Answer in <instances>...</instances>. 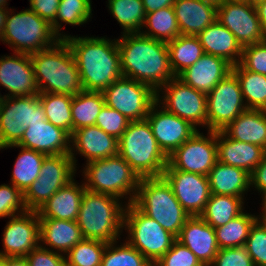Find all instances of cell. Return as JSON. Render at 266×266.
Instances as JSON below:
<instances>
[{
  "instance_id": "6f0895ef",
  "label": "cell",
  "mask_w": 266,
  "mask_h": 266,
  "mask_svg": "<svg viewBox=\"0 0 266 266\" xmlns=\"http://www.w3.org/2000/svg\"><path fill=\"white\" fill-rule=\"evenodd\" d=\"M7 10L8 9H4L0 7V40L2 38V34L5 28V24H6V18L9 12Z\"/></svg>"
},
{
  "instance_id": "7c38bea8",
  "label": "cell",
  "mask_w": 266,
  "mask_h": 266,
  "mask_svg": "<svg viewBox=\"0 0 266 266\" xmlns=\"http://www.w3.org/2000/svg\"><path fill=\"white\" fill-rule=\"evenodd\" d=\"M105 105L130 121H142L156 102V92L147 84L122 76L103 92Z\"/></svg>"
},
{
  "instance_id": "7dc6e473",
  "label": "cell",
  "mask_w": 266,
  "mask_h": 266,
  "mask_svg": "<svg viewBox=\"0 0 266 266\" xmlns=\"http://www.w3.org/2000/svg\"><path fill=\"white\" fill-rule=\"evenodd\" d=\"M131 121L120 112L106 105L100 110L95 126L119 139Z\"/></svg>"
},
{
  "instance_id": "d4e9b609",
  "label": "cell",
  "mask_w": 266,
  "mask_h": 266,
  "mask_svg": "<svg viewBox=\"0 0 266 266\" xmlns=\"http://www.w3.org/2000/svg\"><path fill=\"white\" fill-rule=\"evenodd\" d=\"M71 143L87 158V163L118 155V139L98 126L79 128L71 135Z\"/></svg>"
},
{
  "instance_id": "d6a6232c",
  "label": "cell",
  "mask_w": 266,
  "mask_h": 266,
  "mask_svg": "<svg viewBox=\"0 0 266 266\" xmlns=\"http://www.w3.org/2000/svg\"><path fill=\"white\" fill-rule=\"evenodd\" d=\"M104 105L105 99L102 92L83 90L73 96L71 102L72 134L79 128L94 126Z\"/></svg>"
},
{
  "instance_id": "f1b7e54d",
  "label": "cell",
  "mask_w": 266,
  "mask_h": 266,
  "mask_svg": "<svg viewBox=\"0 0 266 266\" xmlns=\"http://www.w3.org/2000/svg\"><path fill=\"white\" fill-rule=\"evenodd\" d=\"M223 132L231 139L258 145L266 151V110L246 109Z\"/></svg>"
},
{
  "instance_id": "60d3db41",
  "label": "cell",
  "mask_w": 266,
  "mask_h": 266,
  "mask_svg": "<svg viewBox=\"0 0 266 266\" xmlns=\"http://www.w3.org/2000/svg\"><path fill=\"white\" fill-rule=\"evenodd\" d=\"M107 242L82 239L66 254L65 266H101Z\"/></svg>"
},
{
  "instance_id": "74e56055",
  "label": "cell",
  "mask_w": 266,
  "mask_h": 266,
  "mask_svg": "<svg viewBox=\"0 0 266 266\" xmlns=\"http://www.w3.org/2000/svg\"><path fill=\"white\" fill-rule=\"evenodd\" d=\"M257 220L255 215L242 212L227 224L214 228L219 249L244 246Z\"/></svg>"
},
{
  "instance_id": "f6af8a7d",
  "label": "cell",
  "mask_w": 266,
  "mask_h": 266,
  "mask_svg": "<svg viewBox=\"0 0 266 266\" xmlns=\"http://www.w3.org/2000/svg\"><path fill=\"white\" fill-rule=\"evenodd\" d=\"M153 266H204L195 254L177 239Z\"/></svg>"
},
{
  "instance_id": "9a60e30c",
  "label": "cell",
  "mask_w": 266,
  "mask_h": 266,
  "mask_svg": "<svg viewBox=\"0 0 266 266\" xmlns=\"http://www.w3.org/2000/svg\"><path fill=\"white\" fill-rule=\"evenodd\" d=\"M163 108L176 116L188 121L195 128L197 125L207 126L206 94L184 84L177 77L163 87ZM165 105V106H164Z\"/></svg>"
},
{
  "instance_id": "ab89813d",
  "label": "cell",
  "mask_w": 266,
  "mask_h": 266,
  "mask_svg": "<svg viewBox=\"0 0 266 266\" xmlns=\"http://www.w3.org/2000/svg\"><path fill=\"white\" fill-rule=\"evenodd\" d=\"M109 10L125 33H141L146 12L142 0H108Z\"/></svg>"
},
{
  "instance_id": "2e32d148",
  "label": "cell",
  "mask_w": 266,
  "mask_h": 266,
  "mask_svg": "<svg viewBox=\"0 0 266 266\" xmlns=\"http://www.w3.org/2000/svg\"><path fill=\"white\" fill-rule=\"evenodd\" d=\"M162 177L189 216H200L211 196L208 177L173 169L169 164Z\"/></svg>"
},
{
  "instance_id": "836d02e7",
  "label": "cell",
  "mask_w": 266,
  "mask_h": 266,
  "mask_svg": "<svg viewBox=\"0 0 266 266\" xmlns=\"http://www.w3.org/2000/svg\"><path fill=\"white\" fill-rule=\"evenodd\" d=\"M243 198L211 194L200 217L213 228L225 225L243 211Z\"/></svg>"
},
{
  "instance_id": "7bdbcfd3",
  "label": "cell",
  "mask_w": 266,
  "mask_h": 266,
  "mask_svg": "<svg viewBox=\"0 0 266 266\" xmlns=\"http://www.w3.org/2000/svg\"><path fill=\"white\" fill-rule=\"evenodd\" d=\"M115 242L107 243L101 266H153L136 248L128 242L119 247Z\"/></svg>"
},
{
  "instance_id": "91938a15",
  "label": "cell",
  "mask_w": 266,
  "mask_h": 266,
  "mask_svg": "<svg viewBox=\"0 0 266 266\" xmlns=\"http://www.w3.org/2000/svg\"><path fill=\"white\" fill-rule=\"evenodd\" d=\"M200 1L211 4L216 8H218L221 5V0H200Z\"/></svg>"
},
{
  "instance_id": "6125c7cd",
  "label": "cell",
  "mask_w": 266,
  "mask_h": 266,
  "mask_svg": "<svg viewBox=\"0 0 266 266\" xmlns=\"http://www.w3.org/2000/svg\"><path fill=\"white\" fill-rule=\"evenodd\" d=\"M6 3H7V0H0V7L4 8V9H7L5 6L8 5V4H6Z\"/></svg>"
},
{
  "instance_id": "ffe728a7",
  "label": "cell",
  "mask_w": 266,
  "mask_h": 266,
  "mask_svg": "<svg viewBox=\"0 0 266 266\" xmlns=\"http://www.w3.org/2000/svg\"><path fill=\"white\" fill-rule=\"evenodd\" d=\"M71 135L64 129L54 126L48 120L29 124L23 137L17 144L9 147H23L48 155H71Z\"/></svg>"
},
{
  "instance_id": "ac0fdd59",
  "label": "cell",
  "mask_w": 266,
  "mask_h": 266,
  "mask_svg": "<svg viewBox=\"0 0 266 266\" xmlns=\"http://www.w3.org/2000/svg\"><path fill=\"white\" fill-rule=\"evenodd\" d=\"M157 105L159 104L156 101L151 106L146 120L151 126L158 146L169 157L198 130L188 121L166 111L164 108L161 111L158 110Z\"/></svg>"
},
{
  "instance_id": "cb8c5ba5",
  "label": "cell",
  "mask_w": 266,
  "mask_h": 266,
  "mask_svg": "<svg viewBox=\"0 0 266 266\" xmlns=\"http://www.w3.org/2000/svg\"><path fill=\"white\" fill-rule=\"evenodd\" d=\"M216 138L217 161L243 169L250 175L266 154L262 147L231 139L223 131H216Z\"/></svg>"
},
{
  "instance_id": "ba28073f",
  "label": "cell",
  "mask_w": 266,
  "mask_h": 266,
  "mask_svg": "<svg viewBox=\"0 0 266 266\" xmlns=\"http://www.w3.org/2000/svg\"><path fill=\"white\" fill-rule=\"evenodd\" d=\"M1 40L10 44L14 53L32 54L52 47L60 38L46 20L26 9L14 15L8 12Z\"/></svg>"
},
{
  "instance_id": "f907efd6",
  "label": "cell",
  "mask_w": 266,
  "mask_h": 266,
  "mask_svg": "<svg viewBox=\"0 0 266 266\" xmlns=\"http://www.w3.org/2000/svg\"><path fill=\"white\" fill-rule=\"evenodd\" d=\"M29 266H65V257L58 251L49 250L42 245L34 248L26 257Z\"/></svg>"
},
{
  "instance_id": "f546056e",
  "label": "cell",
  "mask_w": 266,
  "mask_h": 266,
  "mask_svg": "<svg viewBox=\"0 0 266 266\" xmlns=\"http://www.w3.org/2000/svg\"><path fill=\"white\" fill-rule=\"evenodd\" d=\"M211 194L244 197L243 193L251 186L248 172L235 166L215 163L208 174Z\"/></svg>"
},
{
  "instance_id": "681fc988",
  "label": "cell",
  "mask_w": 266,
  "mask_h": 266,
  "mask_svg": "<svg viewBox=\"0 0 266 266\" xmlns=\"http://www.w3.org/2000/svg\"><path fill=\"white\" fill-rule=\"evenodd\" d=\"M210 266H255L245 246L219 249Z\"/></svg>"
},
{
  "instance_id": "f5cc1de1",
  "label": "cell",
  "mask_w": 266,
  "mask_h": 266,
  "mask_svg": "<svg viewBox=\"0 0 266 266\" xmlns=\"http://www.w3.org/2000/svg\"><path fill=\"white\" fill-rule=\"evenodd\" d=\"M251 176V185L262 192L264 198L266 196V154L262 158L261 163L254 169Z\"/></svg>"
},
{
  "instance_id": "9c48e42d",
  "label": "cell",
  "mask_w": 266,
  "mask_h": 266,
  "mask_svg": "<svg viewBox=\"0 0 266 266\" xmlns=\"http://www.w3.org/2000/svg\"><path fill=\"white\" fill-rule=\"evenodd\" d=\"M125 208L123 226L131 237L127 242L155 264L172 247L176 237L133 203L125 205Z\"/></svg>"
},
{
  "instance_id": "e575fe53",
  "label": "cell",
  "mask_w": 266,
  "mask_h": 266,
  "mask_svg": "<svg viewBox=\"0 0 266 266\" xmlns=\"http://www.w3.org/2000/svg\"><path fill=\"white\" fill-rule=\"evenodd\" d=\"M239 80L247 109L266 110V75L244 69L240 64L232 66Z\"/></svg>"
},
{
  "instance_id": "1f68e13d",
  "label": "cell",
  "mask_w": 266,
  "mask_h": 266,
  "mask_svg": "<svg viewBox=\"0 0 266 266\" xmlns=\"http://www.w3.org/2000/svg\"><path fill=\"white\" fill-rule=\"evenodd\" d=\"M167 45L170 67L175 77L195 64L205 54L197 36L180 34Z\"/></svg>"
},
{
  "instance_id": "8992f818",
  "label": "cell",
  "mask_w": 266,
  "mask_h": 266,
  "mask_svg": "<svg viewBox=\"0 0 266 266\" xmlns=\"http://www.w3.org/2000/svg\"><path fill=\"white\" fill-rule=\"evenodd\" d=\"M132 203L176 238L190 217L163 177L141 178Z\"/></svg>"
},
{
  "instance_id": "44dd1931",
  "label": "cell",
  "mask_w": 266,
  "mask_h": 266,
  "mask_svg": "<svg viewBox=\"0 0 266 266\" xmlns=\"http://www.w3.org/2000/svg\"><path fill=\"white\" fill-rule=\"evenodd\" d=\"M0 85L11 92L3 97L39 94L30 54L16 52L0 58Z\"/></svg>"
},
{
  "instance_id": "bcb514c9",
  "label": "cell",
  "mask_w": 266,
  "mask_h": 266,
  "mask_svg": "<svg viewBox=\"0 0 266 266\" xmlns=\"http://www.w3.org/2000/svg\"><path fill=\"white\" fill-rule=\"evenodd\" d=\"M16 211L20 214L28 211L24 202V193L13 184L0 185V218L16 216Z\"/></svg>"
},
{
  "instance_id": "5bb4252c",
  "label": "cell",
  "mask_w": 266,
  "mask_h": 266,
  "mask_svg": "<svg viewBox=\"0 0 266 266\" xmlns=\"http://www.w3.org/2000/svg\"><path fill=\"white\" fill-rule=\"evenodd\" d=\"M208 135L197 131L168 157V164L175 170L208 176L217 162L216 131L208 130Z\"/></svg>"
},
{
  "instance_id": "ee69618b",
  "label": "cell",
  "mask_w": 266,
  "mask_h": 266,
  "mask_svg": "<svg viewBox=\"0 0 266 266\" xmlns=\"http://www.w3.org/2000/svg\"><path fill=\"white\" fill-rule=\"evenodd\" d=\"M245 248L255 266H266V223L257 220L250 229Z\"/></svg>"
},
{
  "instance_id": "db71d44e",
  "label": "cell",
  "mask_w": 266,
  "mask_h": 266,
  "mask_svg": "<svg viewBox=\"0 0 266 266\" xmlns=\"http://www.w3.org/2000/svg\"><path fill=\"white\" fill-rule=\"evenodd\" d=\"M146 13H151L159 9L173 6L175 0H142Z\"/></svg>"
},
{
  "instance_id": "3957f363",
  "label": "cell",
  "mask_w": 266,
  "mask_h": 266,
  "mask_svg": "<svg viewBox=\"0 0 266 266\" xmlns=\"http://www.w3.org/2000/svg\"><path fill=\"white\" fill-rule=\"evenodd\" d=\"M30 59L39 93L75 96L83 91L76 60L65 39L30 54Z\"/></svg>"
},
{
  "instance_id": "4dcf8cb0",
  "label": "cell",
  "mask_w": 266,
  "mask_h": 266,
  "mask_svg": "<svg viewBox=\"0 0 266 266\" xmlns=\"http://www.w3.org/2000/svg\"><path fill=\"white\" fill-rule=\"evenodd\" d=\"M39 222L40 241L60 252L67 253L83 239L77 221L39 219Z\"/></svg>"
},
{
  "instance_id": "d6986e66",
  "label": "cell",
  "mask_w": 266,
  "mask_h": 266,
  "mask_svg": "<svg viewBox=\"0 0 266 266\" xmlns=\"http://www.w3.org/2000/svg\"><path fill=\"white\" fill-rule=\"evenodd\" d=\"M40 222L36 211L11 217L3 232V257H26L40 241Z\"/></svg>"
},
{
  "instance_id": "52a82bcc",
  "label": "cell",
  "mask_w": 266,
  "mask_h": 266,
  "mask_svg": "<svg viewBox=\"0 0 266 266\" xmlns=\"http://www.w3.org/2000/svg\"><path fill=\"white\" fill-rule=\"evenodd\" d=\"M86 164L83 172L88 182L83 184L86 190L109 194L119 199L130 194L128 204L133 202L141 178L121 156L116 155Z\"/></svg>"
},
{
  "instance_id": "c3c4849f",
  "label": "cell",
  "mask_w": 266,
  "mask_h": 266,
  "mask_svg": "<svg viewBox=\"0 0 266 266\" xmlns=\"http://www.w3.org/2000/svg\"><path fill=\"white\" fill-rule=\"evenodd\" d=\"M239 64L246 70L266 75V40L244 46Z\"/></svg>"
},
{
  "instance_id": "11a10c76",
  "label": "cell",
  "mask_w": 266,
  "mask_h": 266,
  "mask_svg": "<svg viewBox=\"0 0 266 266\" xmlns=\"http://www.w3.org/2000/svg\"><path fill=\"white\" fill-rule=\"evenodd\" d=\"M254 4L257 10L263 34L266 37V0H258Z\"/></svg>"
},
{
  "instance_id": "680465c9",
  "label": "cell",
  "mask_w": 266,
  "mask_h": 266,
  "mask_svg": "<svg viewBox=\"0 0 266 266\" xmlns=\"http://www.w3.org/2000/svg\"><path fill=\"white\" fill-rule=\"evenodd\" d=\"M263 199V212H262V216L259 218V219H261L262 221H264L265 223H266V196L264 197V198H262Z\"/></svg>"
},
{
  "instance_id": "484cf974",
  "label": "cell",
  "mask_w": 266,
  "mask_h": 266,
  "mask_svg": "<svg viewBox=\"0 0 266 266\" xmlns=\"http://www.w3.org/2000/svg\"><path fill=\"white\" fill-rule=\"evenodd\" d=\"M74 181L60 188L36 211L39 219L77 221L86 188L83 184L78 186Z\"/></svg>"
},
{
  "instance_id": "e7e4bbea",
  "label": "cell",
  "mask_w": 266,
  "mask_h": 266,
  "mask_svg": "<svg viewBox=\"0 0 266 266\" xmlns=\"http://www.w3.org/2000/svg\"><path fill=\"white\" fill-rule=\"evenodd\" d=\"M249 1H251V2L255 3V2H256V1H258V0H249Z\"/></svg>"
},
{
  "instance_id": "e0dca14e",
  "label": "cell",
  "mask_w": 266,
  "mask_h": 266,
  "mask_svg": "<svg viewBox=\"0 0 266 266\" xmlns=\"http://www.w3.org/2000/svg\"><path fill=\"white\" fill-rule=\"evenodd\" d=\"M242 47L265 41L255 4L251 1L224 3L217 8V18Z\"/></svg>"
},
{
  "instance_id": "f35d334b",
  "label": "cell",
  "mask_w": 266,
  "mask_h": 266,
  "mask_svg": "<svg viewBox=\"0 0 266 266\" xmlns=\"http://www.w3.org/2000/svg\"><path fill=\"white\" fill-rule=\"evenodd\" d=\"M38 96L46 120L72 135L71 102L73 96L55 93H39Z\"/></svg>"
},
{
  "instance_id": "8d00e7d4",
  "label": "cell",
  "mask_w": 266,
  "mask_h": 266,
  "mask_svg": "<svg viewBox=\"0 0 266 266\" xmlns=\"http://www.w3.org/2000/svg\"><path fill=\"white\" fill-rule=\"evenodd\" d=\"M22 148L12 173L11 183L23 193L40 175V169L44 158V153Z\"/></svg>"
},
{
  "instance_id": "94428289",
  "label": "cell",
  "mask_w": 266,
  "mask_h": 266,
  "mask_svg": "<svg viewBox=\"0 0 266 266\" xmlns=\"http://www.w3.org/2000/svg\"><path fill=\"white\" fill-rule=\"evenodd\" d=\"M245 1H249V0H221V4H224V3L245 2Z\"/></svg>"
},
{
  "instance_id": "be15d7a7",
  "label": "cell",
  "mask_w": 266,
  "mask_h": 266,
  "mask_svg": "<svg viewBox=\"0 0 266 266\" xmlns=\"http://www.w3.org/2000/svg\"><path fill=\"white\" fill-rule=\"evenodd\" d=\"M0 266H5V257L0 256Z\"/></svg>"
},
{
  "instance_id": "7402d4cb",
  "label": "cell",
  "mask_w": 266,
  "mask_h": 266,
  "mask_svg": "<svg viewBox=\"0 0 266 266\" xmlns=\"http://www.w3.org/2000/svg\"><path fill=\"white\" fill-rule=\"evenodd\" d=\"M176 239L187 246L204 266H210L219 251L215 229L200 216H190Z\"/></svg>"
},
{
  "instance_id": "4316f807",
  "label": "cell",
  "mask_w": 266,
  "mask_h": 266,
  "mask_svg": "<svg viewBox=\"0 0 266 266\" xmlns=\"http://www.w3.org/2000/svg\"><path fill=\"white\" fill-rule=\"evenodd\" d=\"M197 37L205 53L221 57L232 66L240 63L243 47L234 34L218 20L207 26Z\"/></svg>"
},
{
  "instance_id": "9f6ffc18",
  "label": "cell",
  "mask_w": 266,
  "mask_h": 266,
  "mask_svg": "<svg viewBox=\"0 0 266 266\" xmlns=\"http://www.w3.org/2000/svg\"><path fill=\"white\" fill-rule=\"evenodd\" d=\"M5 266H29L25 257H5Z\"/></svg>"
},
{
  "instance_id": "6da1fadb",
  "label": "cell",
  "mask_w": 266,
  "mask_h": 266,
  "mask_svg": "<svg viewBox=\"0 0 266 266\" xmlns=\"http://www.w3.org/2000/svg\"><path fill=\"white\" fill-rule=\"evenodd\" d=\"M117 44L122 76L149 85L159 103L161 87L175 78L167 43L141 33H123Z\"/></svg>"
},
{
  "instance_id": "5b68a950",
  "label": "cell",
  "mask_w": 266,
  "mask_h": 266,
  "mask_svg": "<svg viewBox=\"0 0 266 266\" xmlns=\"http://www.w3.org/2000/svg\"><path fill=\"white\" fill-rule=\"evenodd\" d=\"M119 198L85 190L77 218L83 239L117 242L124 228L125 208Z\"/></svg>"
},
{
  "instance_id": "4fadbf2b",
  "label": "cell",
  "mask_w": 266,
  "mask_h": 266,
  "mask_svg": "<svg viewBox=\"0 0 266 266\" xmlns=\"http://www.w3.org/2000/svg\"><path fill=\"white\" fill-rule=\"evenodd\" d=\"M207 127L209 131H223L243 111L244 98L236 75L231 72L206 94Z\"/></svg>"
},
{
  "instance_id": "30bf717a",
  "label": "cell",
  "mask_w": 266,
  "mask_h": 266,
  "mask_svg": "<svg viewBox=\"0 0 266 266\" xmlns=\"http://www.w3.org/2000/svg\"><path fill=\"white\" fill-rule=\"evenodd\" d=\"M74 153L48 155L44 158L40 175L24 192V202L30 211H37L60 188L67 185L76 171Z\"/></svg>"
},
{
  "instance_id": "7a4b0ae2",
  "label": "cell",
  "mask_w": 266,
  "mask_h": 266,
  "mask_svg": "<svg viewBox=\"0 0 266 266\" xmlns=\"http://www.w3.org/2000/svg\"><path fill=\"white\" fill-rule=\"evenodd\" d=\"M76 60L84 91L103 92L122 77L117 40L63 35Z\"/></svg>"
},
{
  "instance_id": "b9f144b4",
  "label": "cell",
  "mask_w": 266,
  "mask_h": 266,
  "mask_svg": "<svg viewBox=\"0 0 266 266\" xmlns=\"http://www.w3.org/2000/svg\"><path fill=\"white\" fill-rule=\"evenodd\" d=\"M91 0H60L55 21L51 24L54 33L62 39L59 20L66 24L82 25L91 17ZM59 19V20H58Z\"/></svg>"
},
{
  "instance_id": "8fae6325",
  "label": "cell",
  "mask_w": 266,
  "mask_h": 266,
  "mask_svg": "<svg viewBox=\"0 0 266 266\" xmlns=\"http://www.w3.org/2000/svg\"><path fill=\"white\" fill-rule=\"evenodd\" d=\"M45 120L38 94L3 97L0 102V149L17 144L29 124Z\"/></svg>"
},
{
  "instance_id": "d590c367",
  "label": "cell",
  "mask_w": 266,
  "mask_h": 266,
  "mask_svg": "<svg viewBox=\"0 0 266 266\" xmlns=\"http://www.w3.org/2000/svg\"><path fill=\"white\" fill-rule=\"evenodd\" d=\"M143 26L149 27L150 31L142 32V35L165 43L181 34L173 6L146 13Z\"/></svg>"
},
{
  "instance_id": "816d5d0a",
  "label": "cell",
  "mask_w": 266,
  "mask_h": 266,
  "mask_svg": "<svg viewBox=\"0 0 266 266\" xmlns=\"http://www.w3.org/2000/svg\"><path fill=\"white\" fill-rule=\"evenodd\" d=\"M30 10L46 20L50 25L55 21L60 0H29Z\"/></svg>"
},
{
  "instance_id": "83f0119b",
  "label": "cell",
  "mask_w": 266,
  "mask_h": 266,
  "mask_svg": "<svg viewBox=\"0 0 266 266\" xmlns=\"http://www.w3.org/2000/svg\"><path fill=\"white\" fill-rule=\"evenodd\" d=\"M173 8L182 35L197 36L217 18V8L200 0H175Z\"/></svg>"
},
{
  "instance_id": "603a6c76",
  "label": "cell",
  "mask_w": 266,
  "mask_h": 266,
  "mask_svg": "<svg viewBox=\"0 0 266 266\" xmlns=\"http://www.w3.org/2000/svg\"><path fill=\"white\" fill-rule=\"evenodd\" d=\"M232 72L225 59L205 53L195 64L186 68L177 78L184 84L208 94L216 84Z\"/></svg>"
},
{
  "instance_id": "277c9868",
  "label": "cell",
  "mask_w": 266,
  "mask_h": 266,
  "mask_svg": "<svg viewBox=\"0 0 266 266\" xmlns=\"http://www.w3.org/2000/svg\"><path fill=\"white\" fill-rule=\"evenodd\" d=\"M118 155L140 178L162 177L168 157L158 146L148 121H131L118 139Z\"/></svg>"
}]
</instances>
